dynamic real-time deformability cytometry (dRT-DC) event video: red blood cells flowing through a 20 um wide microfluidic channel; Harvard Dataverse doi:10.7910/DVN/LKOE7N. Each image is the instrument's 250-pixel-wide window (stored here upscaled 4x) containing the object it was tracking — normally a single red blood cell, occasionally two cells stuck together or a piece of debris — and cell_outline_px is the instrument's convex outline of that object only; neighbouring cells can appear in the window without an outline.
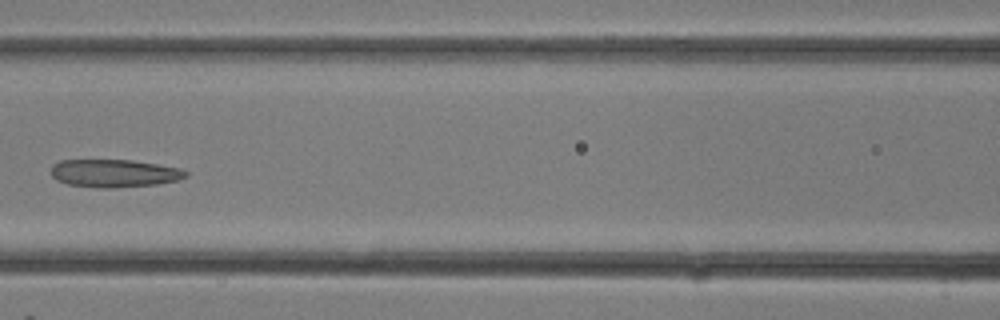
{"species": "common noctule bat (a hibernating species)", "species_latin": "Nyctalus noctula", "temperature_condition": "room temperature", "stored_images_in_passage": 10, "camera_frame_rate_fps": 3000, "um_per_image_px": 0.085, "animal": {"sex": "female"}, "frame": {"image": 1, "passage_image": 9, "time_ms": 2.667, "image_size_px": [1000, 320], "cell_outline_px": [[188, 176], [180, 180], [156, 184], [112, 188], [96, 188], [68, 184], [56, 180], [52, 176], [52, 164], [60, 160], [132, 160], [180, 168], [188, 172]], "centroid_in_image_um": [9.71, 14.73], "position_along_channel_um": 156.9, "area_um2": 21.96}}